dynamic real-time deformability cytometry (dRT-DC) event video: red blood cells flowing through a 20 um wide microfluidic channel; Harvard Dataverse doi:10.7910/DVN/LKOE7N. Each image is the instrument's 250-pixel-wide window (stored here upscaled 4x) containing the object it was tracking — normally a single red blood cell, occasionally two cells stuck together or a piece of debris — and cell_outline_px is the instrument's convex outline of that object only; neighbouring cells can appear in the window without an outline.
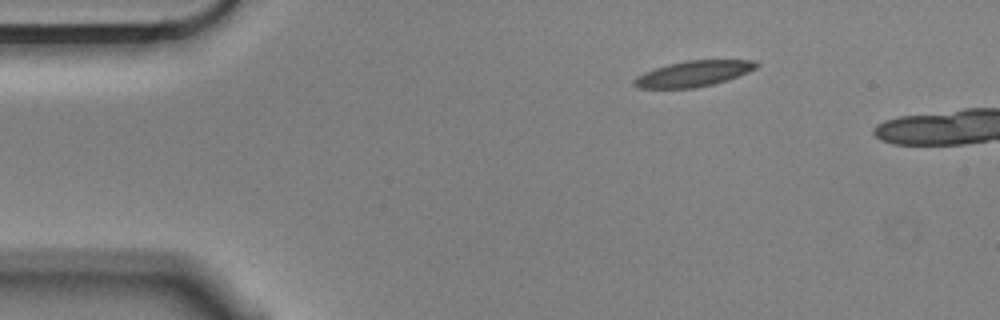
{"species": "Egyptian fruit bat (a non-hibernating species)", "species_latin": "Rousettus aegyptiacus", "temperature_condition": "cold", "stored_images_in_passage": 5, "segment_of_instrument_passage": [2, 2], "camera_frame_rate_fps": 3000, "um_per_image_px": 0.085, "animal": {"sex": "male"}, "frame": {"image": 1, "passage_image": 5, "time_ms": 1.333, "image_size_px": [1000, 320], "cell_outline_px": [[760, 64], [756, 68], [748, 72], [728, 80], [712, 84], [692, 88], [640, 88], [632, 84], [632, 80], [636, 76], [644, 72], [668, 64], [684, 60], [756, 60]], "centroid_in_image_um": [58.94, 6.25], "position_along_channel_um": 26.1, "area_um2": 18.38}}